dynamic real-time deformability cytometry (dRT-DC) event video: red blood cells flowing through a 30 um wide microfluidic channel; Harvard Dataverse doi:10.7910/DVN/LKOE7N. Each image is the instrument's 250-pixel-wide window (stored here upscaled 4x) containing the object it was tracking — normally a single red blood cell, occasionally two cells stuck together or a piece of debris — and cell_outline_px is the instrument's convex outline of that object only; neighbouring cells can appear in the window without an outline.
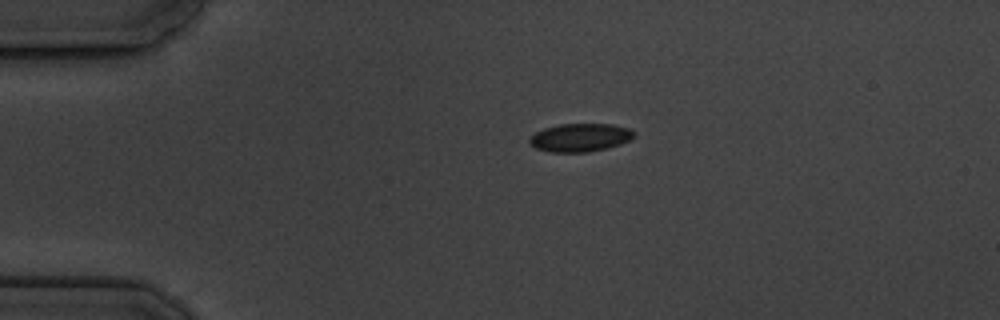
{"species": "common noctule bat (a hibernating species)", "species_latin": "Nyctalus noctula", "temperature_condition": "cold", "stored_images_in_passage": 7, "camera_frame_rate_fps": 3000, "um_per_image_px": 0.085, "animal": {"sex": "male", "body_mass_g": 19.5, "forearm_length_mm": 54.6}, "frame": {"image": 1, "passage_image": 1, "time_ms": 0.0, "image_size_px": [1000, 320], "cell_outline_px": [[636, 136], [620, 144], [608, 148], [588, 152], [552, 152], [536, 148], [528, 140], [536, 132], [544, 128], [560, 124], [612, 124], [628, 128], [636, 132]], "centroid_in_image_um": [49.35, 11.69], "position_along_channel_um": 35.7, "area_um2": 17.11}}
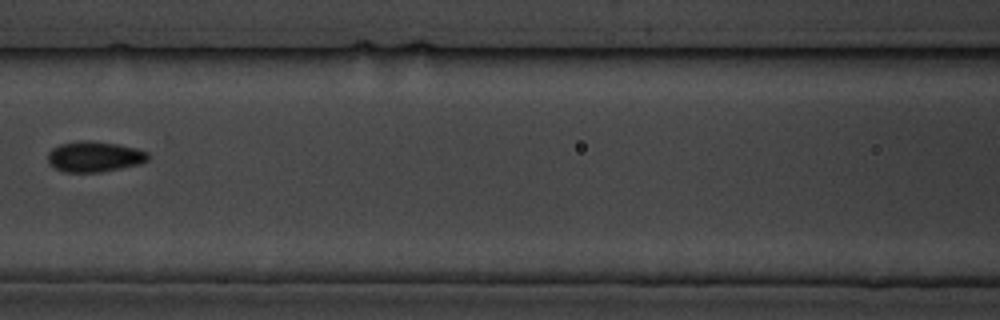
{"frame": {"image": 2, "passage_image": 5, "time_ms": 4.667, "image_size_px": [1000, 320], "cell_outline_px": [[148, 160], [140, 164], [100, 172], [64, 172], [56, 168], [48, 160], [48, 152], [52, 148], [60, 144], [80, 140], [84, 140], [120, 144], [136, 148], [148, 152]], "centroid_in_image_um": [8.04, 13.3], "position_along_channel_um": 158.6, "area_um2": 17.8}}
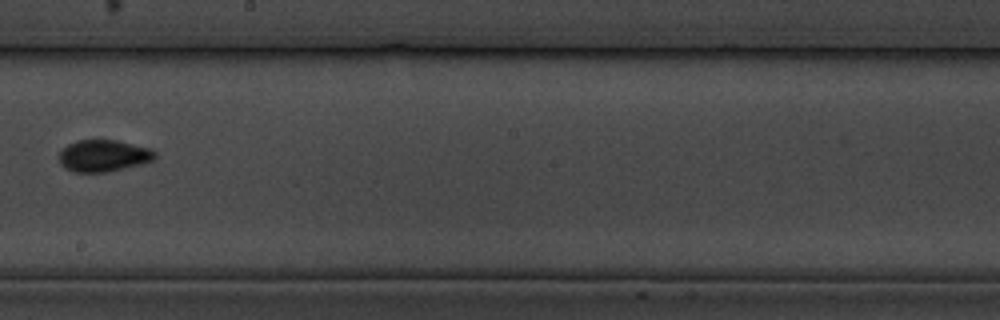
{"frame": {"image": 3, "passage_image": 7, "time_ms": 7.0, "image_size_px": [1000, 320], "cell_outline_px": [[156, 156], [152, 160], [140, 164], [104, 172], [72, 172], [64, 168], [60, 164], [60, 152], [68, 144], [76, 140], [116, 140], [152, 148], [156, 152]], "centroid_in_image_um": [8.79, 13.23], "position_along_channel_um": 239.4, "area_um2": 17.69}}